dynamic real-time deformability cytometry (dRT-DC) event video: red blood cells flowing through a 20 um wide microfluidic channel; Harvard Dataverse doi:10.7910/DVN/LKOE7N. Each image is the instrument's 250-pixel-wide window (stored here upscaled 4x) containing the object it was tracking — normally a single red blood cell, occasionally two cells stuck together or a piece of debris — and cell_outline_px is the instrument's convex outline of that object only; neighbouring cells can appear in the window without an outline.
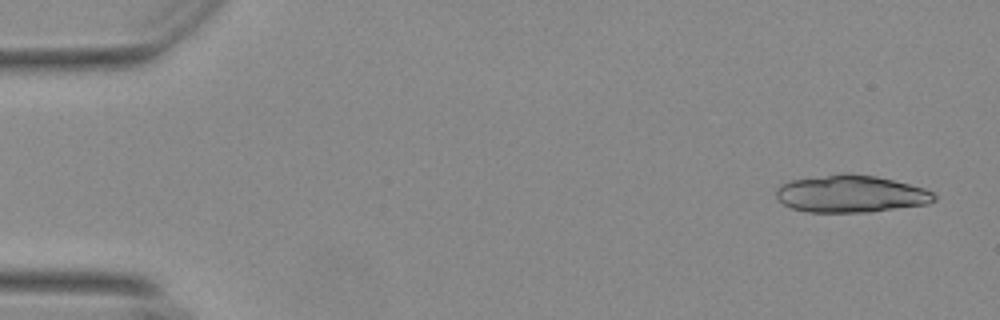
{"species": "Egyptian fruit bat (a non-hibernating species)", "species_latin": "Rousettus aegyptiacus", "temperature_condition": "warm", "stored_images_in_passage": 20, "camera_frame_rate_fps": 3000, "um_per_image_px": 0.085, "animal": {"sex": "female"}, "frame": {"image": 1, "passage_image": 3, "time_ms": 0.667, "image_size_px": [1000, 320], "cell_outline_px": [[936, 200], [928, 204], [868, 212], [808, 212], [792, 208], [784, 204], [776, 196], [776, 188], [780, 184], [788, 180], [840, 172], [848, 172], [876, 176], [924, 188], [932, 192], [936, 196]], "centroid_in_image_um": [72.29, 16.46], "position_along_channel_um": 12.7, "area_um2": 34.62}}